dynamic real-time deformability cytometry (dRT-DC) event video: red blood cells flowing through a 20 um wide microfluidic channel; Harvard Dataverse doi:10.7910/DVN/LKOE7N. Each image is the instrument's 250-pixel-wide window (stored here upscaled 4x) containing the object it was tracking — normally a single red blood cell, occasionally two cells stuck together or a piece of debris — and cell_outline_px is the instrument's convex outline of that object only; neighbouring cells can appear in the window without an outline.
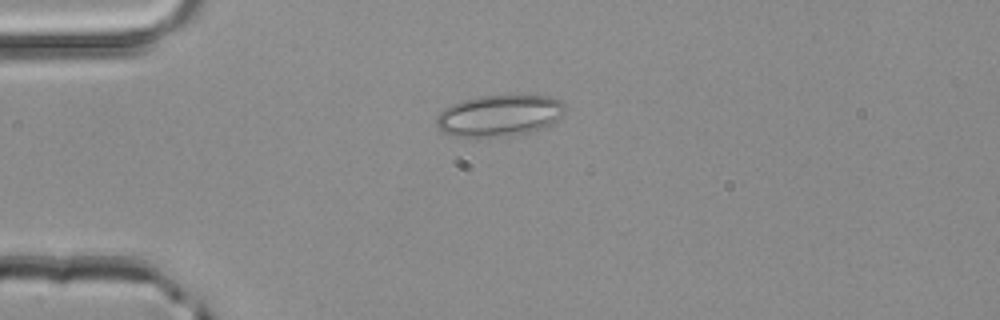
{"species": "common noctule bat (a hibernating species)", "species_latin": "Nyctalus noctula", "temperature_condition": "room temperature", "stored_images_in_passage": 1, "camera_frame_rate_fps": 3000, "um_per_image_px": 0.085, "animal": {"sex": "male", "body_mass_g": 20.4}, "frame": {"image": 1, "passage_image": 1, "time_ms": 0.0, "image_size_px": [1000, 320], "cell_outline_px": [[564, 116], [544, 128], [528, 132], [488, 136], [456, 136], [444, 132], [436, 128], [436, 116], [444, 108], [460, 100], [480, 96], [512, 92], [548, 96], [560, 100], [564, 104]], "centroid_in_image_um": [42.47, 9.75], "position_along_channel_um": 42.5, "area_um2": 31.67}}